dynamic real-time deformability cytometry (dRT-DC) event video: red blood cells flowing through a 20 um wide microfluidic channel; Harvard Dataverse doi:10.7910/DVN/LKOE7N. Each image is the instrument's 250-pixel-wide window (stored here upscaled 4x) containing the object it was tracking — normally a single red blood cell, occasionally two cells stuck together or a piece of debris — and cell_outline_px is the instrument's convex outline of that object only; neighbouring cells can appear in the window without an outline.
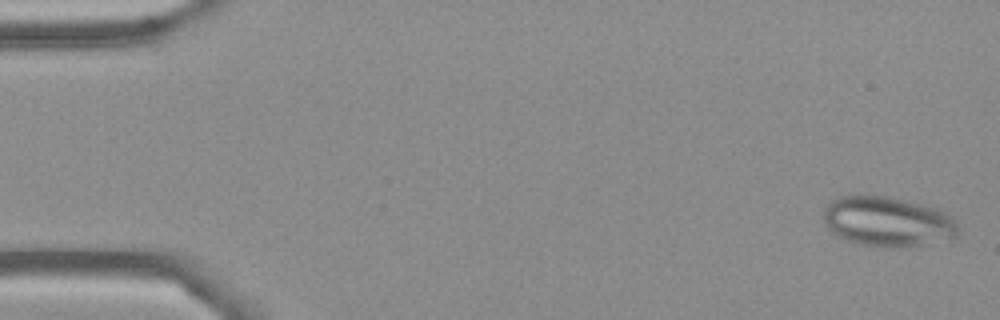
{"species": "Egyptian fruit bat (a non-hibernating species)", "species_latin": "Rousettus aegyptiacus", "temperature_condition": "cold", "stored_images_in_passage": 5, "camera_frame_rate_fps": 3000, "um_per_image_px": 0.085, "frame": {"image": 1, "passage_image": 1, "time_ms": 0.0, "image_size_px": [1000, 320], "cell_outline_px": [[956, 236], [920, 244], [892, 248], [884, 248], [860, 244], [836, 236], [824, 224], [824, 208], [832, 200], [840, 196], [860, 192], [888, 196], [936, 208], [948, 212], [956, 220]], "centroid_in_image_um": [75.36, 18.79], "position_along_channel_um": 9.6, "area_um2": 39.48}}